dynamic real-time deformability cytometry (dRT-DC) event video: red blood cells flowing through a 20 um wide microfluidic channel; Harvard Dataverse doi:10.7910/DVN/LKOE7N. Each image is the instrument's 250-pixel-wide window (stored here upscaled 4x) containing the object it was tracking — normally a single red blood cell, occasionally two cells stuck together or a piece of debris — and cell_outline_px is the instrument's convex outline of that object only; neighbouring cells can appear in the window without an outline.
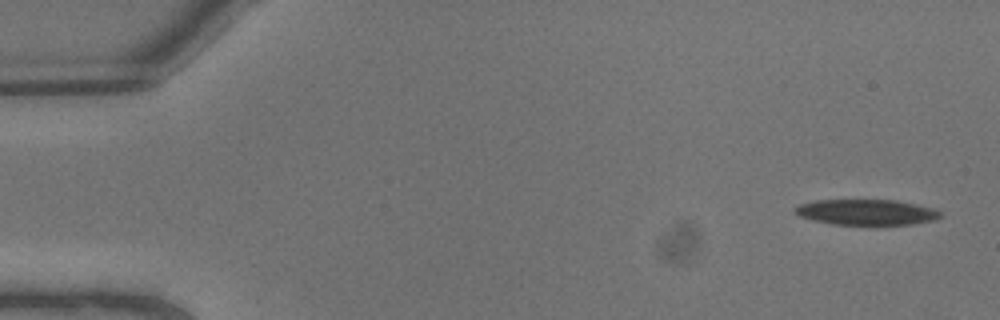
{"species": "common noctule bat (a hibernating species)", "species_latin": "Nyctalus noctula", "temperature_condition": "warm", "stored_images_in_passage": 9, "camera_frame_rate_fps": 3000, "um_per_image_px": 0.085, "animal": {"sex": "male", "body_mass_g": 13.3}, "frame": {"image": 1, "passage_image": 1, "time_ms": 0.0, "image_size_px": [1000, 320], "cell_outline_px": [[944, 216], [936, 220], [912, 224], [876, 228], [872, 228], [832, 224], [812, 220], [800, 216], [792, 212], [800, 204], [816, 200], [896, 200], [916, 204], [932, 208], [940, 212]], "centroid_in_image_um": [73.69, 18.09], "position_along_channel_um": 11.3, "area_um2": 22.83}}
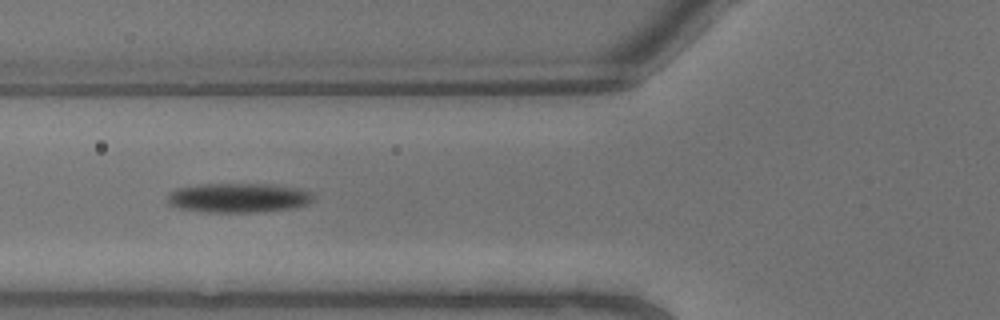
{"frame": {"image": 2, "passage_image": 8, "time_ms": 2.333, "image_size_px": [1000, 320], "cell_outline_px": [[312, 200], [308, 204], [292, 208], [256, 212], [208, 212], [180, 208], [168, 204], [168, 192], [176, 188], [196, 184], [276, 184], [300, 188], [312, 192]], "centroid_in_image_um": [20.26, 16.8], "position_along_channel_um": 105.5, "area_um2": 25.2}}
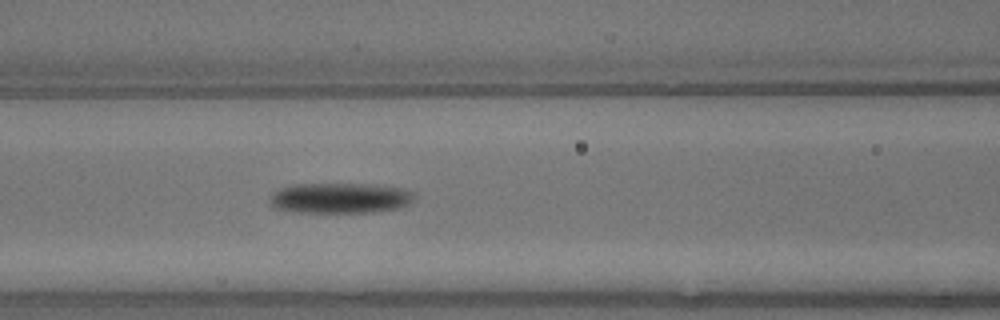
{"frame": {"image": 3, "passage_image": 9, "time_ms": 2.667, "image_size_px": [1000, 320], "cell_outline_px": [[416, 196], [408, 204], [400, 208], [372, 212], [292, 212], [272, 208], [268, 204], [268, 196], [272, 192], [280, 188], [292, 184], [376, 184], [404, 188], [412, 192]], "centroid_in_image_um": [28.84, 16.83], "position_along_channel_um": 137.8, "area_um2": 26.18}}